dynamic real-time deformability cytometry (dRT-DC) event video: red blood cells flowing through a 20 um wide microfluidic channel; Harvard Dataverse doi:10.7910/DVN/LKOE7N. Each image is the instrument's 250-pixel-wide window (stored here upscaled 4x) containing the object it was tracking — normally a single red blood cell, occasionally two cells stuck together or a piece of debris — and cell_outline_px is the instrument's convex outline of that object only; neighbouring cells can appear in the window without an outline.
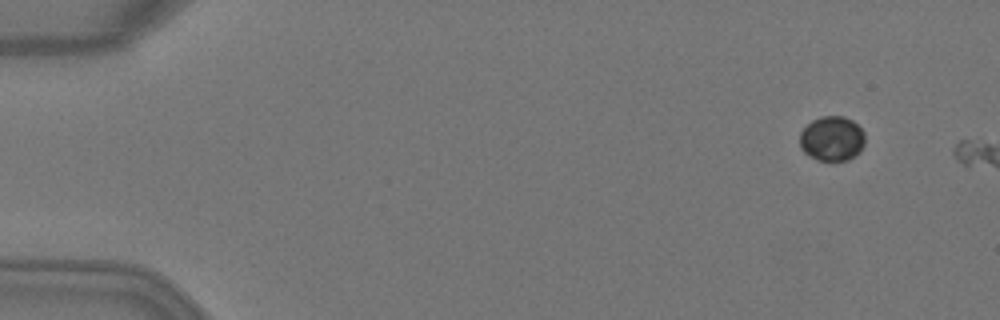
{"species": "Egyptian fruit bat (a non-hibernating species)", "species_latin": "Rousettus aegyptiacus", "temperature_condition": "warm", "stored_images_in_passage": 3, "camera_frame_rate_fps": 3000, "um_per_image_px": 0.085, "animal": {"sex": "female"}, "frame": {"image": 1, "passage_image": 2, "time_ms": 0.333, "image_size_px": [1000, 320], "cell_outline_px": [[864, 144], [860, 152], [848, 160], [816, 160], [804, 152], [800, 148], [800, 132], [812, 120], [820, 116], [844, 116], [852, 120], [864, 132]], "centroid_in_image_um": [70.71, 11.78], "position_along_channel_um": 14.3, "area_um2": 17.05}}